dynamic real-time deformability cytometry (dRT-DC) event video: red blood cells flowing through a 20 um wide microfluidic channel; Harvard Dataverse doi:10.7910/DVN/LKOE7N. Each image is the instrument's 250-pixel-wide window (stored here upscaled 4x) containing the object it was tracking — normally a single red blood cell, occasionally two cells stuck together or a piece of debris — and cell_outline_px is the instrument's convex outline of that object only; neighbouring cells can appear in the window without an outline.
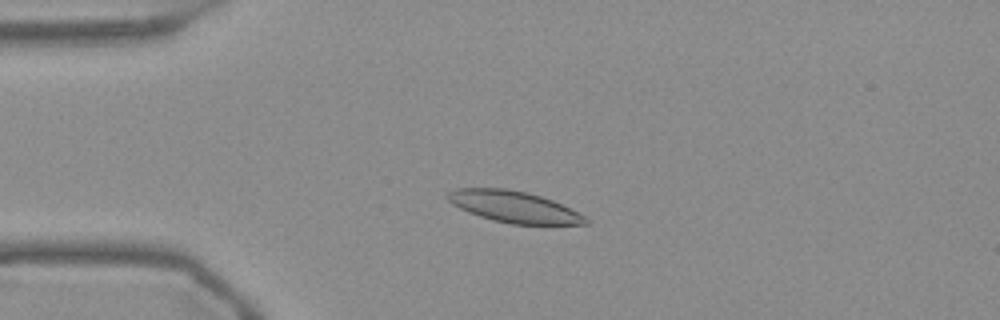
{"species": "Egyptian fruit bat (a non-hibernating species)", "species_latin": "Rousettus aegyptiacus", "temperature_condition": "warm", "stored_images_in_passage": 54, "camera_frame_rate_fps": 3000, "um_per_image_px": 0.085, "frame": {"image": 1, "passage_image": 13, "time_ms": 4.0, "image_size_px": [1000, 320], "cell_outline_px": [[588, 224], [512, 224], [492, 220], [468, 212], [452, 204], [444, 196], [448, 192], [456, 188], [504, 188], [528, 192], [552, 200], [584, 216], [588, 220]], "centroid_in_image_um": [43.62, 17.57], "position_along_channel_um": 41.4, "area_um2": 25.03}}
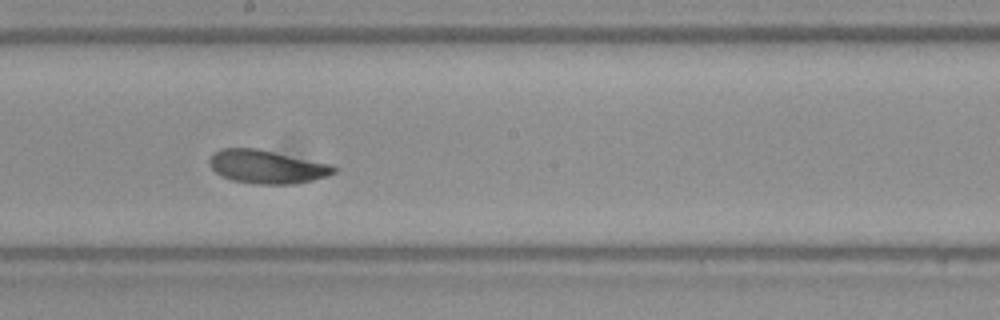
{"frame": {"image": 2, "passage_image": 30, "time_ms": 9.667, "image_size_px": [1000, 320], "cell_outline_px": [[336, 172], [328, 176], [312, 180], [288, 184], [256, 184], [232, 180], [220, 176], [208, 164], [208, 160], [220, 148], [256, 148], [332, 164], [336, 168]], "centroid_in_image_um": [22.68, 14.17], "position_along_channel_um": 225.5, "area_um2": 24.16}}
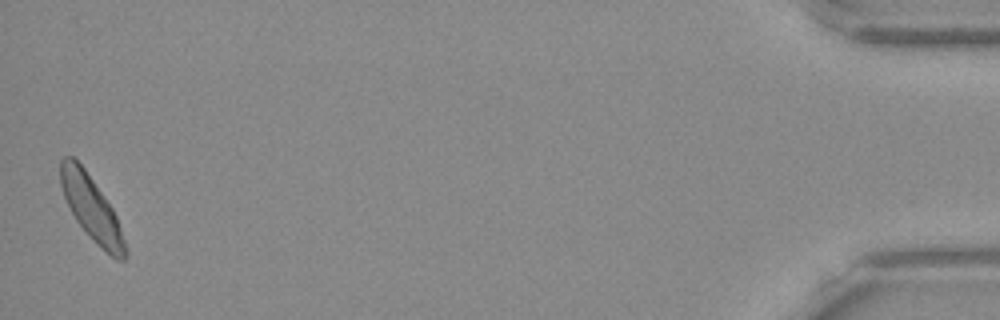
{"frame": {"image": 3, "passage_image": 54, "time_ms": 17.667, "image_size_px": [1000, 320], "cell_outline_px": [[128, 252], [124, 260], [116, 260], [88, 236], [76, 220], [64, 196], [60, 184], [60, 160], [64, 156], [72, 156], [84, 168], [112, 208], [116, 216]], "centroid_in_image_um": [7.77, 17.71], "position_along_channel_um": 427.4, "area_um2": 23.81}, "authors_computed_cell_mechanics": {"area_um2": 24.3338, "velocity_mm_per_s": 3.692, "shape_relaxation_time_tau1_ms": 2.276, "shape_relaxation_time_tau2_ms": 2.5709, "deformation_change_tau1": 0.0955, "deformation_change_tau2": 0.0952}}